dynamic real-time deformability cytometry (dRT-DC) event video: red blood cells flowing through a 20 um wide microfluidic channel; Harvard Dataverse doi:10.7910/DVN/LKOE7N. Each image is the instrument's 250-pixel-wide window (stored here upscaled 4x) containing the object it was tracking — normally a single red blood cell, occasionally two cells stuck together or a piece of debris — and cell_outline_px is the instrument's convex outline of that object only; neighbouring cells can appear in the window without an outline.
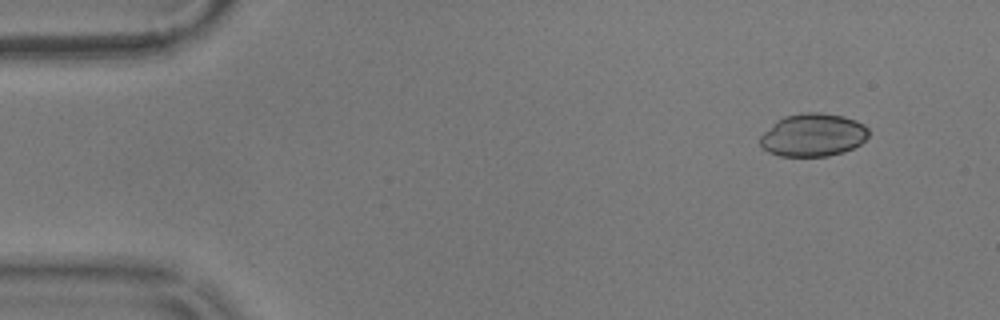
{"species": "common noctule bat (a hibernating species)", "species_latin": "Nyctalus noctula", "temperature_condition": "warm", "stored_images_in_passage": 8, "camera_frame_rate_fps": 3000, "um_per_image_px": 0.085, "animal": {"sex": "male", "body_mass_g": 17.9}, "frame": {"image": 1, "passage_image": 1, "time_ms": 0.0, "image_size_px": [1000, 320], "cell_outline_px": [[868, 136], [860, 144], [844, 152], [828, 156], [780, 156], [768, 152], [760, 144], [760, 136], [776, 120], [784, 116], [800, 112], [820, 112], [844, 116], [856, 120], [864, 124], [868, 128]], "centroid_in_image_um": [69.11, 11.46], "position_along_channel_um": 15.9, "area_um2": 27.34}}